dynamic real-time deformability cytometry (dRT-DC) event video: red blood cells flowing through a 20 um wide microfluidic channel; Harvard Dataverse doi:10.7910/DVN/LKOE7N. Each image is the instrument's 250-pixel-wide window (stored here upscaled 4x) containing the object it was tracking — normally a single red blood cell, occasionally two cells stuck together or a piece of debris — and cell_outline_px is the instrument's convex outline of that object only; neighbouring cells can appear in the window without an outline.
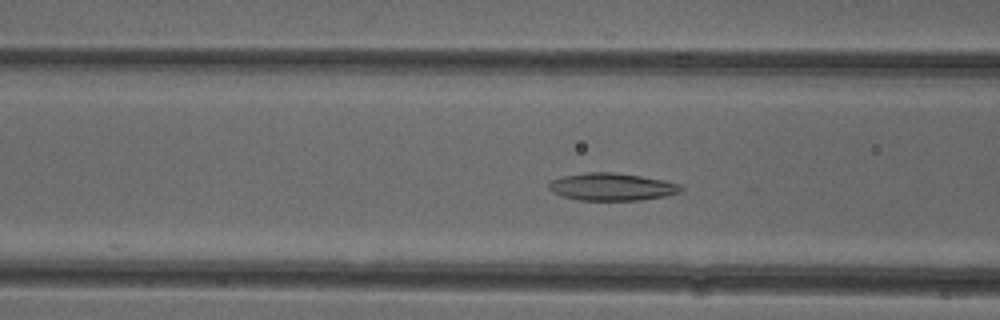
{"species": "common noctule bat (a hibernating species)", "species_latin": "Nyctalus noctula", "temperature_condition": "cold", "stored_images_in_passage": 52, "camera_frame_rate_fps": 3000, "um_per_image_px": 0.085, "animal": {"sex": "female"}, "frame": {"image": 1, "passage_image": 19, "time_ms": 6.0, "image_size_px": [1000, 320], "cell_outline_px": [[684, 188], [680, 192], [664, 196], [640, 200], [580, 200], [560, 196], [552, 192], [548, 188], [548, 184], [552, 180], [564, 176], [588, 172], [612, 172], [640, 176], [664, 180], [680, 184]], "centroid_in_image_um": [52.0, 15.88], "position_along_channel_um": 114.6, "area_um2": 21.1}}
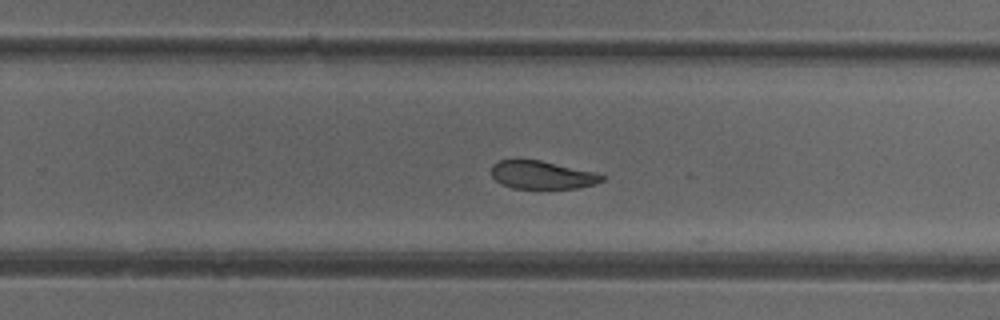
{"frame": {"image": 2, "passage_image": 32, "time_ms": 10.333, "image_size_px": [1000, 320], "cell_outline_px": [[604, 180], [596, 184], [580, 188], [512, 188], [500, 184], [492, 176], [492, 164], [500, 160], [540, 160], [596, 172], [604, 176]], "centroid_in_image_um": [46.09, 14.87], "position_along_channel_um": 283.7, "area_um2": 18.09}}
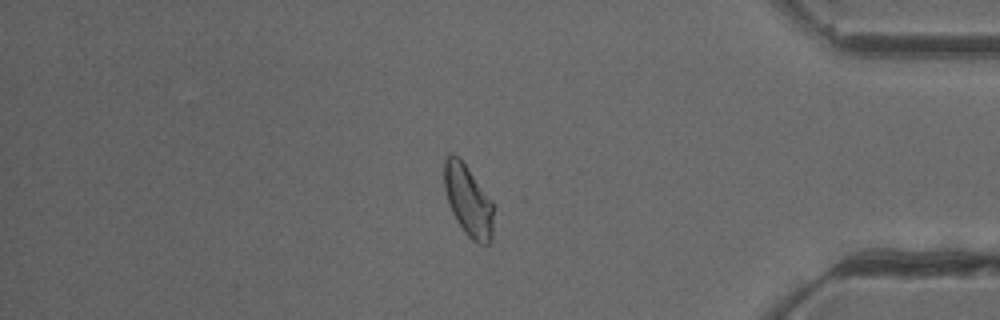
{"frame": {"image": 3, "passage_image": 43, "time_ms": 14.0, "image_size_px": [1000, 320], "cell_outline_px": [[492, 240], [488, 244], [480, 244], [472, 240], [464, 232], [456, 220], [448, 204], [444, 188], [444, 160], [452, 152], [464, 164], [492, 200]], "centroid_in_image_um": [39.78, 17.08], "position_along_channel_um": 395.4, "area_um2": 20.17}, "authors_computed_cell_mechanics": {"area_um2": 20.9814, "velocity_mm_per_s": 3.9073, "shape_relaxation_time_tau1_ms": 6.2507, "shape_relaxation_time_tau2_ms": 4.5073, "deformation_change_tau1": 0.151, "deformation_change_tau2": 0.1002}}